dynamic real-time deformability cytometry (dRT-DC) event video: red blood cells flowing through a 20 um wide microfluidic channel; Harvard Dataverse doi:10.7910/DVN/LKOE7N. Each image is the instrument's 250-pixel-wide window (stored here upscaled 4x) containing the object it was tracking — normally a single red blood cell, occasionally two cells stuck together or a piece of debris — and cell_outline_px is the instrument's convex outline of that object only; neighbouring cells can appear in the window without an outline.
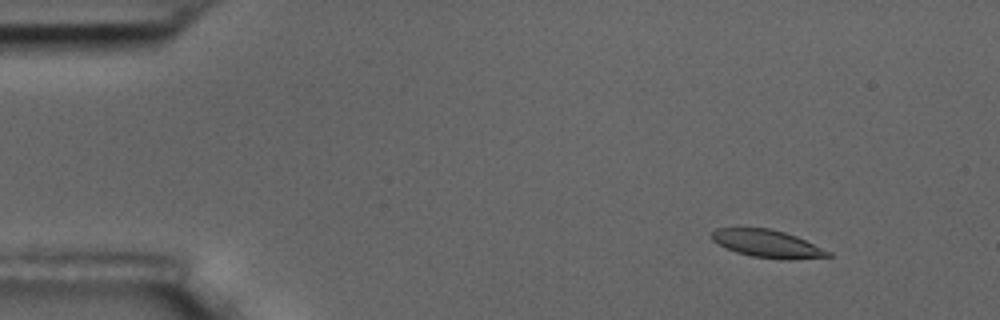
{"species": "common noctule bat (a hibernating species)", "species_latin": "Nyctalus noctula", "temperature_condition": "room temperature", "stored_images_in_passage": 5, "camera_frame_rate_fps": 3000, "um_per_image_px": 0.085, "animal": {"sex": "male", "body_mass_g": 17.5, "forearm_length_mm": 52.3}, "frame": {"image": 1, "passage_image": 2, "time_ms": 1.333, "image_size_px": [1000, 320], "cell_outline_px": [[832, 256], [788, 260], [752, 256], [736, 252], [712, 240], [712, 232], [716, 228], [768, 228], [784, 232], [796, 236], [832, 252]], "centroid_in_image_um": [65.26, 20.72], "position_along_channel_um": 19.7, "area_um2": 18.5}}
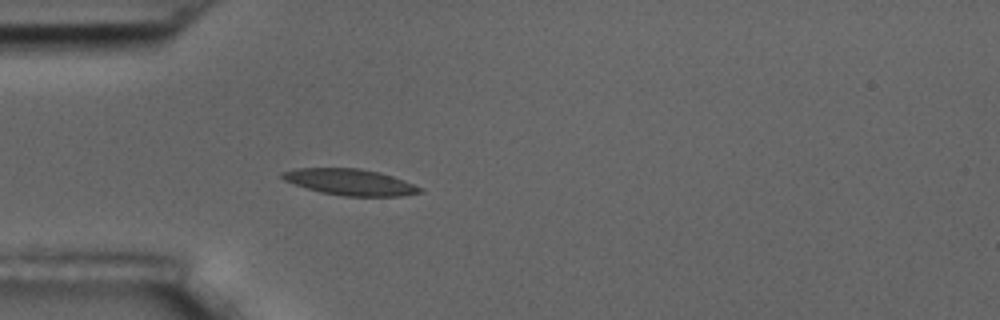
{"frame": {"image": 2, "passage_image": 5, "time_ms": 4.667, "image_size_px": [1000, 320], "cell_outline_px": [[424, 192], [400, 196], [344, 196], [320, 192], [284, 180], [280, 176], [280, 172], [300, 168], [360, 168], [380, 172], [404, 180], [424, 188]], "centroid_in_image_um": [29.8, 15.47], "position_along_channel_um": 55.2, "area_um2": 21.04}}